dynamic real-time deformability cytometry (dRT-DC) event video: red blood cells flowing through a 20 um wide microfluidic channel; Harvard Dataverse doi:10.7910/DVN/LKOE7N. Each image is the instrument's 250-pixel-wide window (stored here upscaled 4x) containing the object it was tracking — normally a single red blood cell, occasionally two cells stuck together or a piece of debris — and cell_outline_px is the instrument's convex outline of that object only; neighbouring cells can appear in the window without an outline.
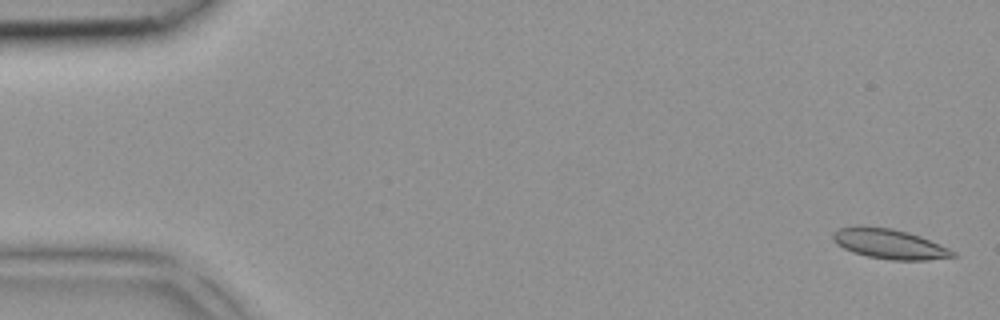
{"species": "common noctule bat (a hibernating species)", "species_latin": "Nyctalus noctula", "temperature_condition": "room temperature", "stored_images_in_passage": 42, "camera_frame_rate_fps": 3000, "um_per_image_px": 0.085, "animal": {"sex": "female", "body_mass_g": 18.4}, "frame": {"image": 1, "passage_image": 1, "time_ms": 0.0, "image_size_px": [1000, 320], "cell_outline_px": [[960, 256], [924, 260], [892, 260], [868, 256], [852, 252], [836, 244], [832, 240], [832, 232], [840, 228], [892, 228], [908, 232], [920, 236], [940, 244], [956, 252]], "centroid_in_image_um": [75.65, 20.76], "position_along_channel_um": 9.3, "area_um2": 20.46}}
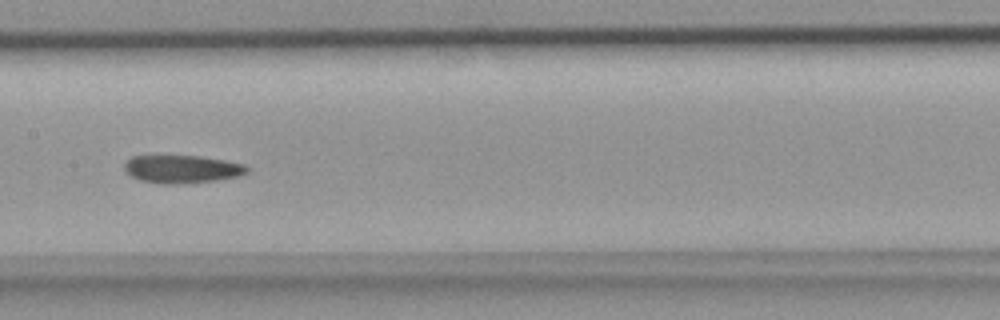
{"frame": {"image": 2, "passage_image": 21, "time_ms": 6.667, "image_size_px": [1000, 320], "cell_outline_px": [[248, 172], [236, 176], [216, 180], [172, 184], [160, 184], [140, 180], [132, 176], [124, 168], [124, 164], [132, 156], [200, 156], [224, 160], [244, 164], [248, 168]], "centroid_in_image_um": [15.46, 14.37], "position_along_channel_um": 191.9, "area_um2": 19.65}}
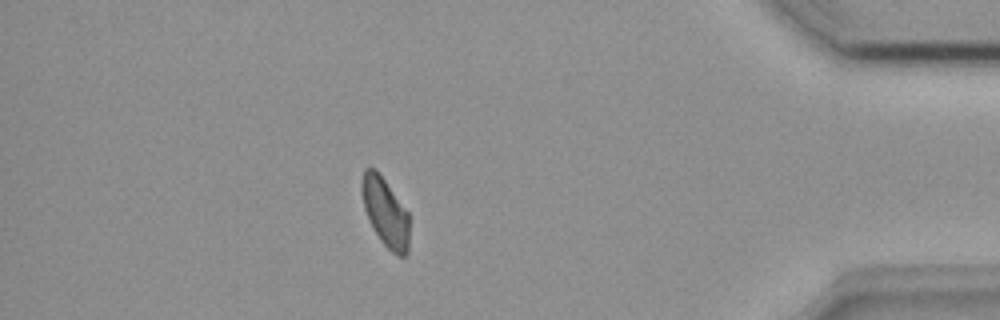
{"frame": {"image": 3, "passage_image": 37, "time_ms": 12.0, "image_size_px": [1000, 320], "cell_outline_px": [[408, 252], [404, 256], [400, 256], [392, 252], [380, 240], [372, 228], [364, 208], [360, 188], [360, 180], [364, 168], [376, 168], [408, 212]], "centroid_in_image_um": [32.71, 18.0], "position_along_channel_um": 402.5, "area_um2": 19.07}}